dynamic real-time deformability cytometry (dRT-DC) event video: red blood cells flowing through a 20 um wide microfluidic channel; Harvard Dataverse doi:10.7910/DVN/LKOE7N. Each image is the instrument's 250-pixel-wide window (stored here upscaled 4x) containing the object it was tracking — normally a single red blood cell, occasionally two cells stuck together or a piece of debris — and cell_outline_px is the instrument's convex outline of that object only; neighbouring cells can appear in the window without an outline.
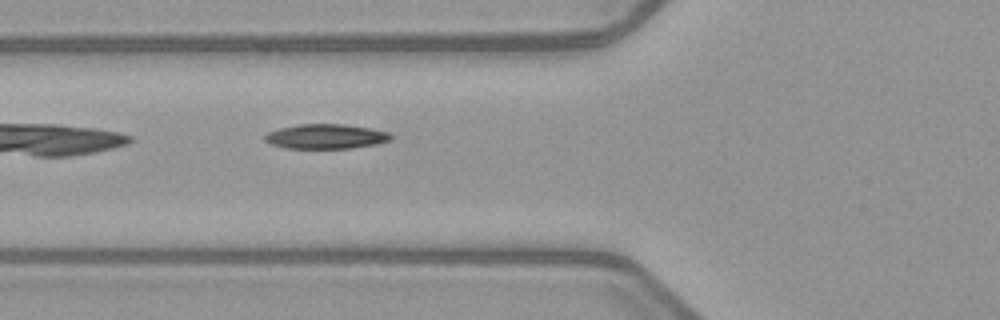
{"species": "common noctule bat (a hibernating species)", "species_latin": "Nyctalus noctula", "temperature_condition": "warm", "stored_images_in_passage": 5, "camera_frame_rate_fps": 3000, "um_per_image_px": 0.085, "animal": {"sex": "female", "body_mass_g": 21.9}, "frame": {"image": 1, "passage_image": 5, "time_ms": 5.667, "image_size_px": [1000, 320], "cell_outline_px": [[392, 140], [376, 144], [352, 148], [284, 148], [272, 144], [264, 140], [264, 136], [268, 132], [280, 128], [296, 124], [344, 124], [372, 128], [388, 132], [392, 136]], "centroid_in_image_um": [27.71, 11.59], "position_along_channel_um": 98.1, "area_um2": 18.21}}